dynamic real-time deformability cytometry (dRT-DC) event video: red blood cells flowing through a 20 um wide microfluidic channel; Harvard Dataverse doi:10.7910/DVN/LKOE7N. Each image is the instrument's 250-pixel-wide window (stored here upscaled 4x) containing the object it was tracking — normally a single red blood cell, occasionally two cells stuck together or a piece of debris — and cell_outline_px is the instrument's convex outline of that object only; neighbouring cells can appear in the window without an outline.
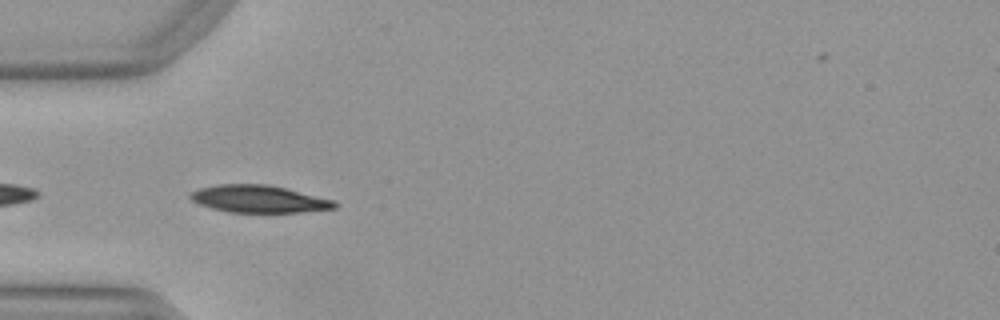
{"species": "Egyptian fruit bat (a non-hibernating species)", "species_latin": "Rousettus aegyptiacus", "temperature_condition": "warm", "stored_images_in_passage": 10, "camera_frame_rate_fps": 3000, "um_per_image_px": 0.085, "animal": {"sex": "female"}, "frame": {"image": 1, "passage_image": 2, "time_ms": 0.333, "image_size_px": [1000, 320], "cell_outline_px": [[336, 208], [300, 212], [228, 212], [212, 208], [200, 204], [192, 200], [188, 196], [192, 192], [200, 188], [220, 184], [268, 184], [336, 200]], "centroid_in_image_um": [22.02, 16.91], "position_along_channel_um": 63.0, "area_um2": 22.83}}
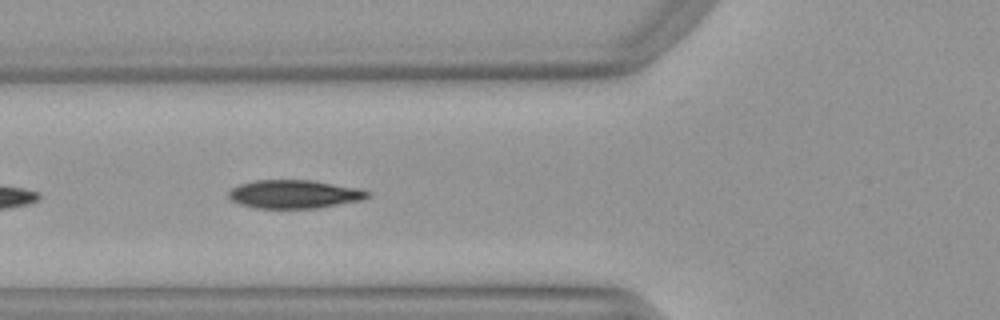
{"frame": {"image": 2, "passage_image": 5, "time_ms": 1.333, "image_size_px": [1000, 320], "cell_outline_px": [[368, 196], [360, 200], [316, 208], [256, 208], [240, 204], [232, 200], [228, 196], [228, 192], [232, 188], [240, 184], [256, 180], [312, 180], [360, 188], [368, 192]], "centroid_in_image_um": [24.98, 16.49], "position_along_channel_um": 100.8, "area_um2": 22.77}}